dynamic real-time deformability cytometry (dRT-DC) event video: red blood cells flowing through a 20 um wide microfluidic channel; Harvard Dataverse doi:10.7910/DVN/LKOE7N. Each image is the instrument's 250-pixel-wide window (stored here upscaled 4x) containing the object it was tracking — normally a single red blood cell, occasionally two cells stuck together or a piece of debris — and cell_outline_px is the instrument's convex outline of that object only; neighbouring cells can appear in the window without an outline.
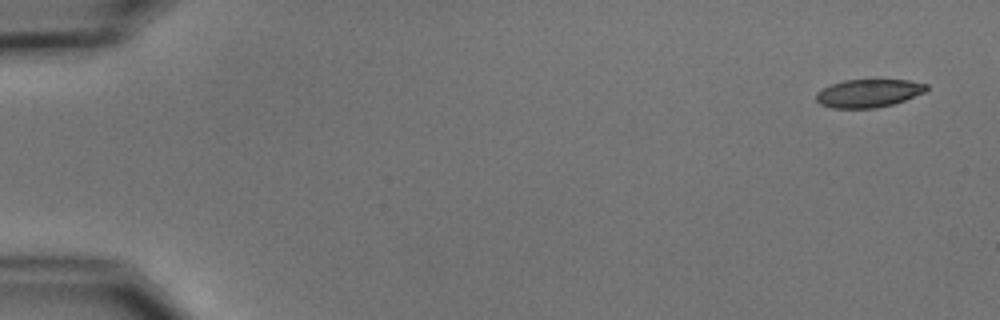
{"species": "common noctule bat (a hibernating species)", "species_latin": "Nyctalus noctula", "temperature_condition": "cold", "stored_images_in_passage": 5, "camera_frame_rate_fps": 3000, "um_per_image_px": 0.085, "animal": {"sex": "male", "body_mass_g": 15.6}, "frame": {"image": 1, "passage_image": 1, "time_ms": 0.0, "image_size_px": [1000, 320], "cell_outline_px": [[928, 88], [924, 92], [904, 100], [892, 104], [876, 108], [832, 108], [820, 104], [816, 100], [816, 92], [832, 84], [844, 80], [908, 80], [928, 84]], "centroid_in_image_um": [73.81, 7.92], "position_along_channel_um": 11.2, "area_um2": 17.92}}
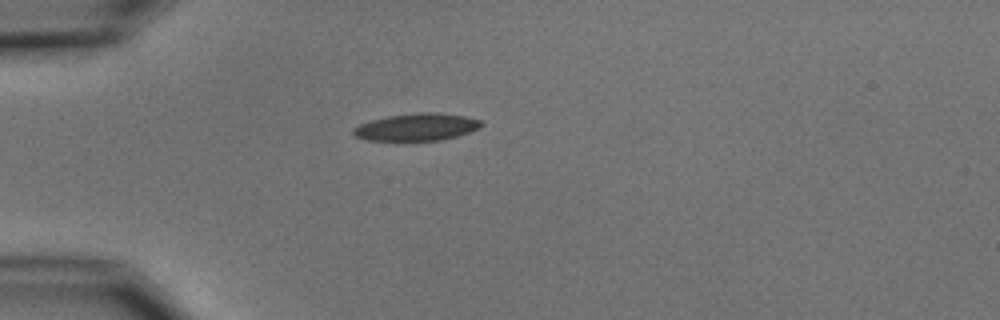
{"frame": {"image": 2, "passage_image": 4, "time_ms": 4.333, "image_size_px": [1000, 320], "cell_outline_px": [[484, 124], [468, 132], [456, 136], [440, 140], [364, 140], [356, 136], [352, 132], [352, 128], [360, 124], [372, 120], [388, 116], [416, 112], [436, 112], [464, 116], [480, 120]], "centroid_in_image_um": [35.38, 10.79], "position_along_channel_um": 49.6, "area_um2": 20.11}}